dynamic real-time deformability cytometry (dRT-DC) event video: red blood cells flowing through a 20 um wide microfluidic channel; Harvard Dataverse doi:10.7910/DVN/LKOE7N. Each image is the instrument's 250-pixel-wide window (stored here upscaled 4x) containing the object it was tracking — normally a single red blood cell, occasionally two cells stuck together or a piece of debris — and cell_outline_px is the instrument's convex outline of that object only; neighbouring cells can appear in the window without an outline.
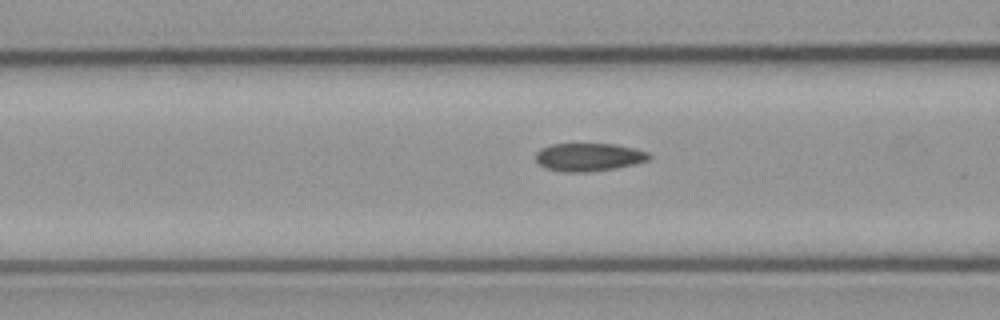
{"species": "common noctule bat (a hibernating species)", "species_latin": "Nyctalus noctula", "temperature_condition": "cold", "stored_images_in_passage": 24, "camera_frame_rate_fps": 3000, "um_per_image_px": 0.085, "animal": {"sex": "male", "body_mass_g": 23.1, "forearm_length_mm": 52.7}, "frame": {"image": 1, "passage_image": 15, "time_ms": 4.667, "image_size_px": [1000, 320], "cell_outline_px": [[652, 156], [648, 160], [632, 164], [612, 168], [588, 172], [564, 172], [548, 168], [540, 164], [536, 160], [536, 152], [540, 148], [552, 144], [616, 144], [648, 152]], "centroid_in_image_um": [50.02, 13.34], "position_along_channel_um": 116.6, "area_um2": 18.26}}
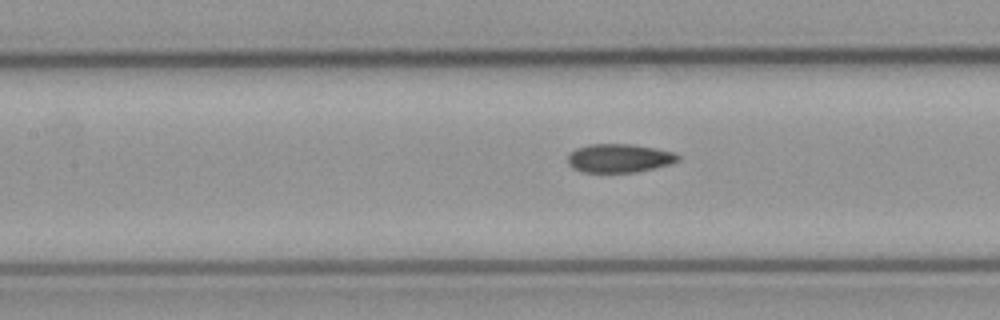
{"frame": {"image": 2, "passage_image": 18, "time_ms": 5.667, "image_size_px": [1000, 320], "cell_outline_px": [[680, 160], [672, 164], [636, 172], [584, 172], [572, 168], [568, 164], [568, 156], [576, 148], [588, 144], [628, 144], [652, 148], [672, 152], [680, 156]], "centroid_in_image_um": [52.63, 13.45], "position_along_channel_um": 154.8, "area_um2": 18.26}}
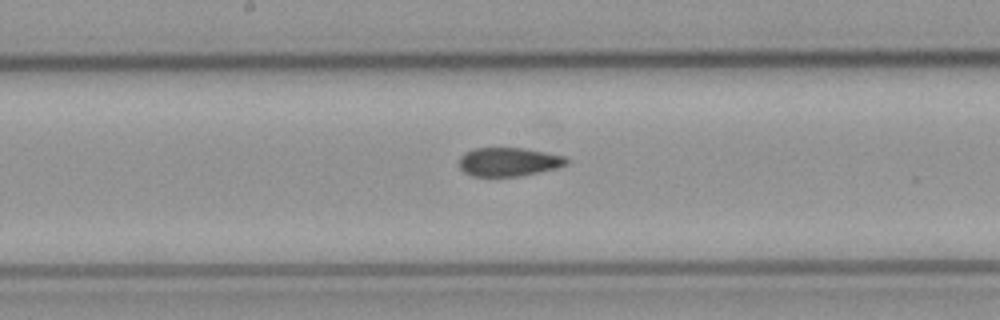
{"frame": {"image": 3, "passage_image": 22, "time_ms": 7.0, "image_size_px": [1000, 320], "cell_outline_px": [[568, 164], [556, 168], [540, 172], [520, 176], [472, 176], [464, 172], [460, 168], [460, 156], [464, 152], [472, 148], [524, 148], [564, 156], [568, 160]], "centroid_in_image_um": [43.22, 13.75], "position_along_channel_um": 205.0, "area_um2": 17.98}}